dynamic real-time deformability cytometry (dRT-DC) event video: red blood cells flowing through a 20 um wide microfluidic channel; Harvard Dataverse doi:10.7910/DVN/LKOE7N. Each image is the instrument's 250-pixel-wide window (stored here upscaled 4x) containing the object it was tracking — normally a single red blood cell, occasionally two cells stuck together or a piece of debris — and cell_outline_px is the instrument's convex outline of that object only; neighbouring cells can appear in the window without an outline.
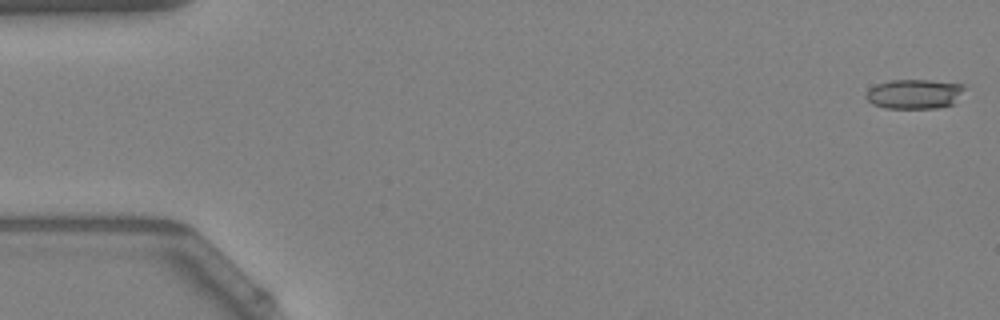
{"species": "Egyptian fruit bat (a non-hibernating species)", "species_latin": "Rousettus aegyptiacus", "temperature_condition": "warm", "stored_images_in_passage": 53, "camera_frame_rate_fps": 3000, "um_per_image_px": 0.085, "animal": {"sex": "female"}, "frame": {"image": 1, "passage_image": 1, "time_ms": 0.0, "image_size_px": [1000, 320], "cell_outline_px": [[964, 88], [956, 104], [936, 108], [884, 108], [872, 104], [864, 96], [868, 88], [876, 84], [892, 80], [932, 80], [964, 84]], "centroid_in_image_um": [77.72, 7.99], "position_along_channel_um": 7.3, "area_um2": 17.22}}
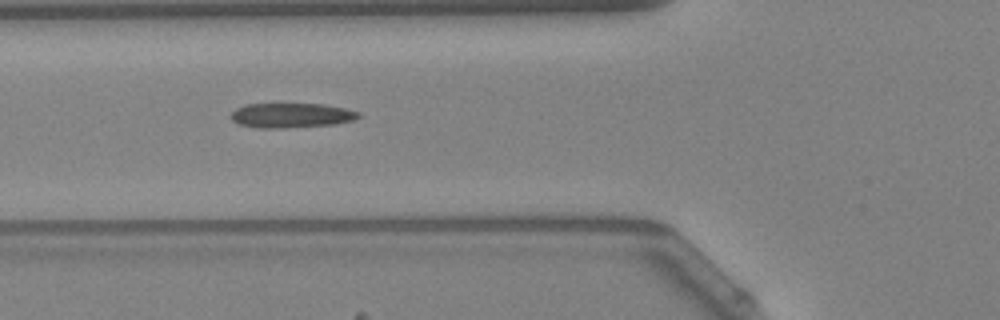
{"frame": {"image": 2, "passage_image": 20, "time_ms": 6.333, "image_size_px": [1000, 320], "cell_outline_px": [[360, 116], [352, 120], [336, 124], [284, 128], [260, 128], [240, 124], [232, 120], [232, 112], [236, 108], [244, 104], [324, 104], [348, 108], [360, 112]], "centroid_in_image_um": [24.8, 9.8], "position_along_channel_um": 101.0, "area_um2": 18.38}}
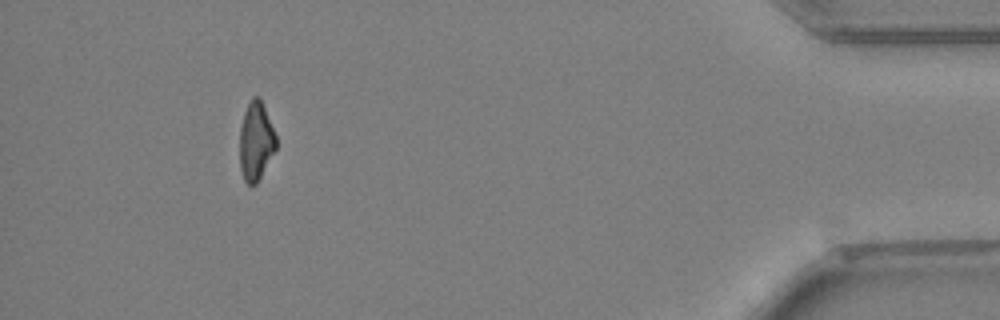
{"frame": {"image": 3, "passage_image": 49, "time_ms": 16.0, "image_size_px": [1000, 320], "cell_outline_px": [[276, 148], [256, 184], [248, 184], [244, 180], [240, 168], [240, 128], [244, 112], [252, 96], [260, 96], [276, 136]], "centroid_in_image_um": [21.74, 11.97], "position_along_channel_um": 413.5, "area_um2": 16.47}, "authors_computed_cell_mechanics": {"area_um2": 18.0914, "velocity_mm_per_s": 3.8905, "shape_relaxation_time_tau1_ms": null, "shape_relaxation_time_tau2_ms": 3.6015, "deformation_change_tau1": null, "deformation_change_tau2": 0.1366}}